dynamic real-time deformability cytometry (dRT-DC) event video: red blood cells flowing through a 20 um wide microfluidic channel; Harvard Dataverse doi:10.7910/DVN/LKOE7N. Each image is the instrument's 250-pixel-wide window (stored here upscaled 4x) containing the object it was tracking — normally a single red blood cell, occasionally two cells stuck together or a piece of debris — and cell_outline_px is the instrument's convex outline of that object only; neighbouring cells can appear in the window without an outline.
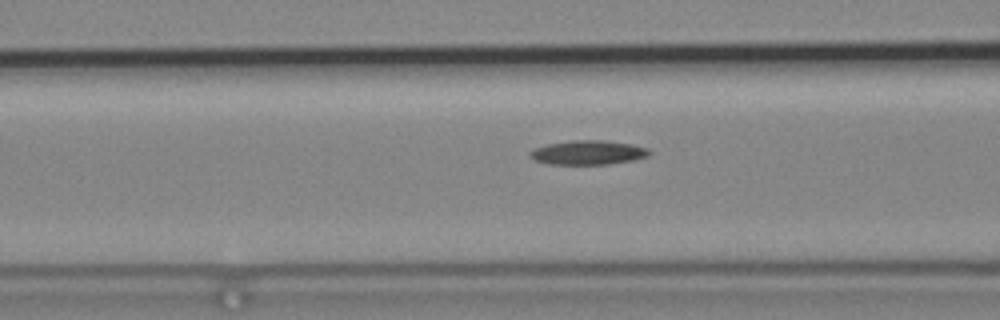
{"species": "common noctule bat (a hibernating species)", "species_latin": "Nyctalus noctula", "temperature_condition": "cold", "stored_images_in_passage": 28, "camera_frame_rate_fps": 3000, "um_per_image_px": 0.085, "animal": {"sex": "male", "body_mass_g": 19.2, "forearm_length_mm": 51.8}, "frame": {"image": 1, "passage_image": 7, "time_ms": 2.0, "image_size_px": [1000, 320], "cell_outline_px": [[652, 152], [648, 156], [632, 160], [608, 164], [548, 164], [536, 160], [528, 156], [528, 152], [532, 148], [548, 144], [568, 140], [604, 140], [632, 144], [648, 148]], "centroid_in_image_um": [49.96, 12.95], "position_along_channel_um": 116.6, "area_um2": 16.99}}
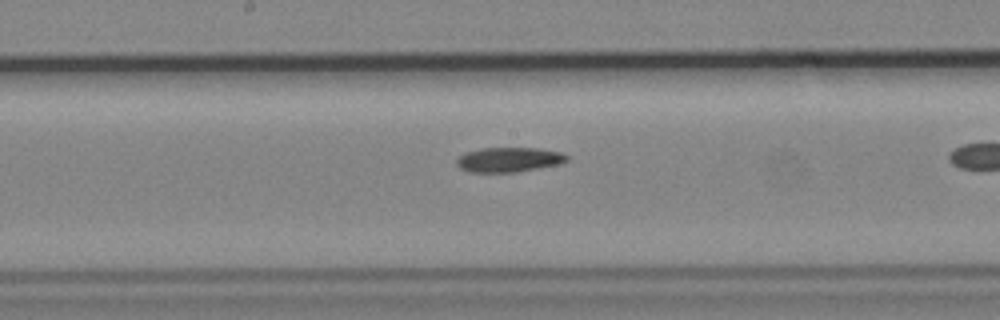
{"frame": {"image": 2, "passage_image": 14, "time_ms": 4.333, "image_size_px": [1000, 320], "cell_outline_px": [[568, 160], [564, 164], [516, 172], [468, 172], [460, 168], [456, 164], [456, 160], [464, 152], [484, 148], [540, 148], [560, 152], [568, 156]], "centroid_in_image_um": [43.29, 13.57], "position_along_channel_um": 204.9, "area_um2": 16.07}}
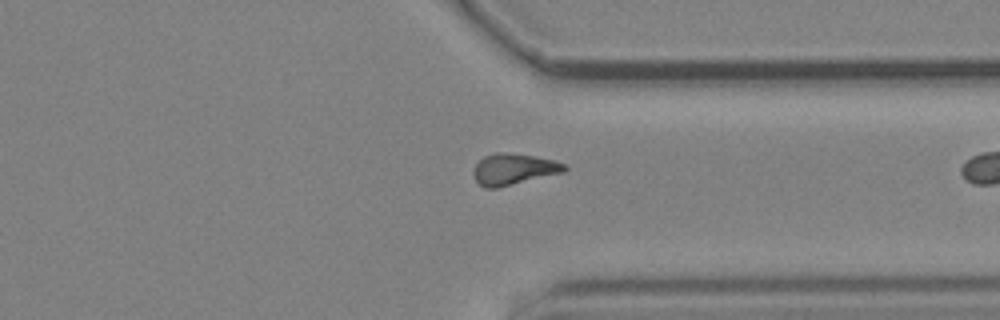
{"frame": {"image": 3, "passage_image": 27, "time_ms": 8.667, "image_size_px": [1000, 320], "cell_outline_px": [[568, 168], [564, 172], [496, 188], [484, 188], [476, 180], [472, 172], [476, 164], [484, 156], [496, 152], [500, 152], [532, 156], [556, 160], [564, 164]], "centroid_in_image_um": [43.65, 14.38], "position_along_channel_um": 367.7, "area_um2": 16.36}}